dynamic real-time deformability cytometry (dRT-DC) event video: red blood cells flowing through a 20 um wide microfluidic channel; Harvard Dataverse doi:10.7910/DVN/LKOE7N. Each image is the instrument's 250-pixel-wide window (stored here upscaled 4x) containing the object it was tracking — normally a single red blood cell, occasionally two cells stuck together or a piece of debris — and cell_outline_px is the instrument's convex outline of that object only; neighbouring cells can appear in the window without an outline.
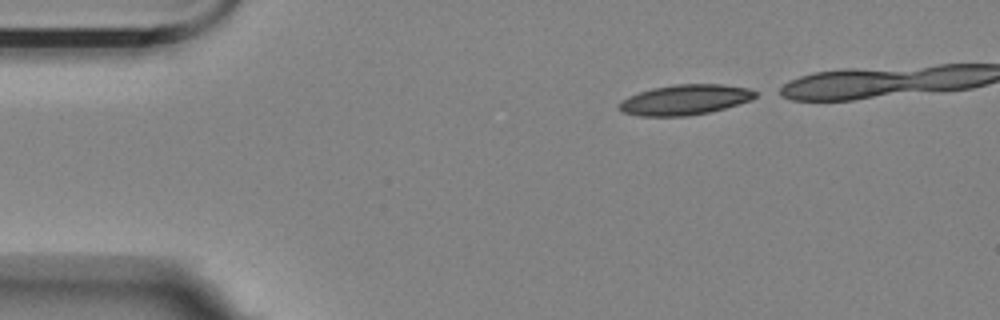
{"species": "Egyptian fruit bat (a non-hibernating species)", "species_latin": "Rousettus aegyptiacus", "temperature_condition": "room temperature", "stored_images_in_passage": 13, "camera_frame_rate_fps": 3000, "um_per_image_px": 0.085, "animal": {"sex": "female"}, "frame": {"image": 1, "passage_image": 1, "time_ms": 0.0, "image_size_px": [1000, 320], "cell_outline_px": [[756, 96], [752, 100], [724, 108], [708, 112], [688, 116], [640, 116], [624, 112], [616, 108], [616, 104], [620, 100], [628, 96], [652, 88], [676, 84], [720, 84], [748, 88], [756, 92]], "centroid_in_image_um": [58.18, 8.48], "position_along_channel_um": 26.8, "area_um2": 24.04}}
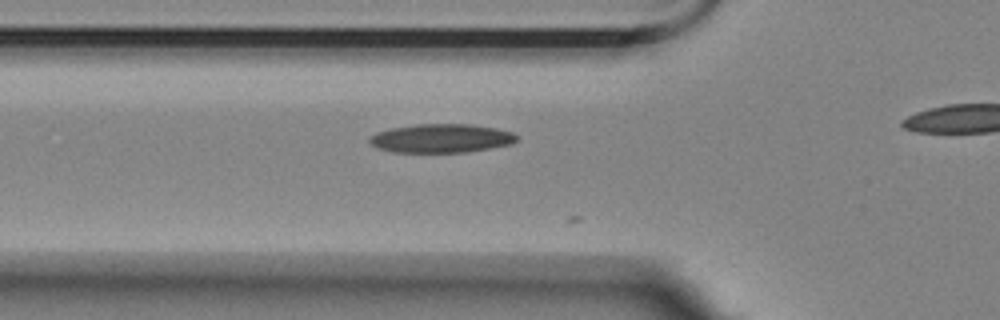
{"frame": {"image": 2, "passage_image": 11, "time_ms": 3.333, "image_size_px": [1000, 320], "cell_outline_px": [[516, 140], [512, 144], [464, 152], [392, 152], [380, 148], [372, 144], [368, 140], [376, 132], [392, 128], [416, 124], [468, 124], [496, 128], [512, 132], [516, 136]], "centroid_in_image_um": [37.5, 11.75], "position_along_channel_um": 88.3, "area_um2": 24.33}}